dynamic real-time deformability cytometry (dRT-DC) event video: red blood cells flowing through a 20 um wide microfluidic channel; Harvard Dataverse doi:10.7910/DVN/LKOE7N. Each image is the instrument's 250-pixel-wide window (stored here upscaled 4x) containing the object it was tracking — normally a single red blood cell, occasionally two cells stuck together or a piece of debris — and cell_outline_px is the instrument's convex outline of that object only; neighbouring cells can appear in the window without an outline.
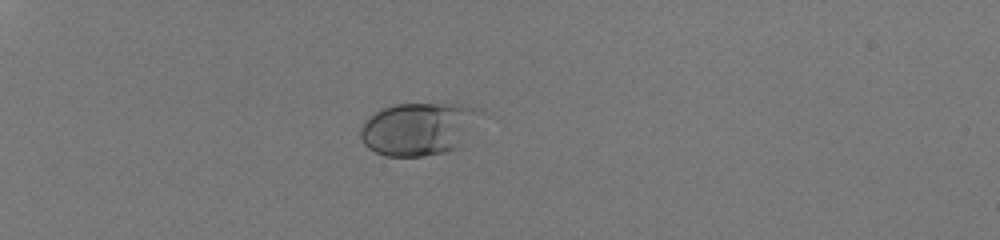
{"species": "human", "species_latin": "Homo sapiens", "temperature_condition": "room temperature", "stored_images_in_passage": 39, "camera_frame_rate_fps": 3000, "um_per_image_px": 0.085, "donor": {"sex": "male"}, "frame": {"image": 1, "passage_image": 2, "time_ms": 0.333, "image_size_px": [1000, 240], "cell_outline_px": [[488, 116], [464, 144], [460, 148], [448, 152], [424, 156], [384, 156], [368, 148], [364, 144], [360, 136], [360, 128], [364, 120], [380, 108], [396, 104], [448, 100], [468, 104], [484, 112]], "centroid_in_image_um": [35.76, 10.88], "position_along_channel_um": 49.2, "area_um2": 39.54}}
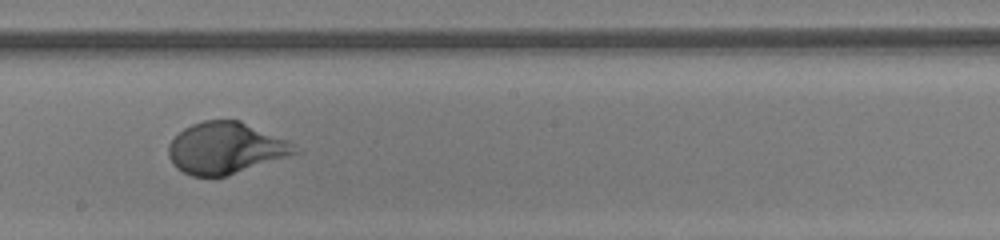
{"frame": {"image": 2, "passage_image": 20, "time_ms": 6.333, "image_size_px": [1000, 240], "cell_outline_px": [[300, 152], [228, 176], [192, 176], [176, 168], [172, 164], [168, 156], [168, 144], [184, 128], [192, 124], [204, 120], [240, 120], [288, 140]], "centroid_in_image_um": [19.16, 12.59], "position_along_channel_um": 229.0, "area_um2": 37.86}}
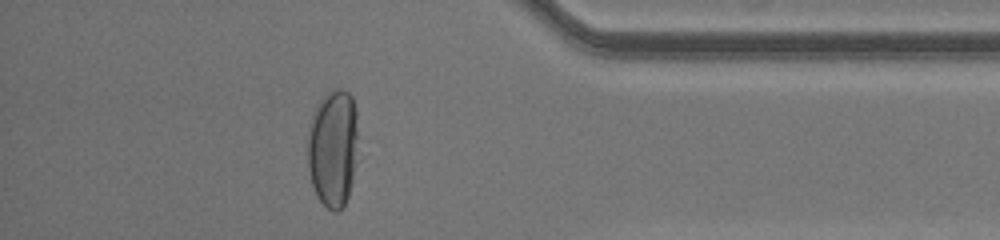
{"frame": {"image": 3, "passage_image": 34, "time_ms": 11.0, "image_size_px": [1000, 240], "cell_outline_px": [[360, 136], [356, 164], [348, 196], [340, 212], [332, 212], [316, 196], [312, 184], [308, 168], [308, 124], [312, 112], [316, 104], [332, 88], [340, 88], [348, 92], [352, 96], [356, 108]], "centroid_in_image_um": [28.33, 12.54], "position_along_channel_um": 406.9, "area_um2": 35.84}, "authors_computed_cell_mechanics": {"area_um2": 37.4544, "velocity_mm_per_s": 4.0982, "shape_relaxation_time_tau1_ms": 2.756, "shape_relaxation_time_tau2_ms": null, "deformation_change_tau1": 0.1974, "deformation_change_tau2": null}}